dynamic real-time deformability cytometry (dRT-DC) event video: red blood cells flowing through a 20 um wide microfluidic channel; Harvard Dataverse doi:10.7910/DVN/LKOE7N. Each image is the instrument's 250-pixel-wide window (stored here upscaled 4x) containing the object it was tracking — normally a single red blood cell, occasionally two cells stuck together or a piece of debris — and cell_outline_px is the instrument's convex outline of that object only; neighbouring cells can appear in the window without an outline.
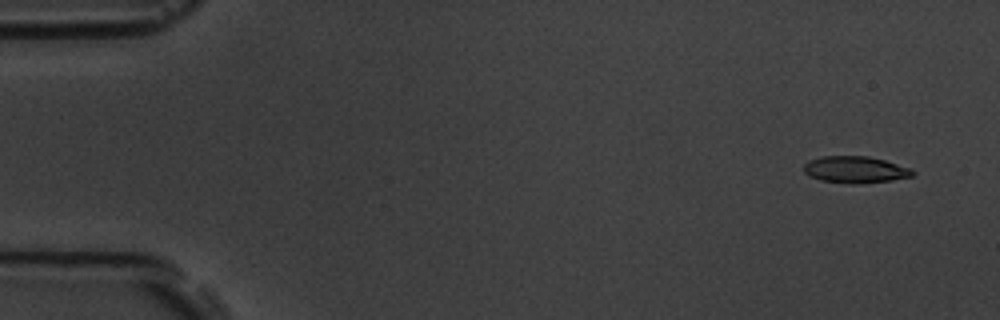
{"species": "common noctule bat (a hibernating species)", "species_latin": "Nyctalus noctula", "temperature_condition": "room temperature", "stored_images_in_passage": 8, "camera_frame_rate_fps": 3000, "um_per_image_px": 0.085, "animal": {"sex": "male", "body_mass_g": 19.5, "forearm_length_mm": 54.6}, "frame": {"image": 1, "passage_image": 1, "time_ms": 0.0, "image_size_px": [1000, 320], "cell_outline_px": [[916, 172], [912, 176], [892, 180], [856, 184], [848, 184], [820, 180], [808, 176], [804, 172], [804, 164], [808, 160], [820, 156], [868, 156], [884, 160], [912, 168]], "centroid_in_image_um": [72.68, 14.42], "position_along_channel_um": 12.3, "area_um2": 17.17}}
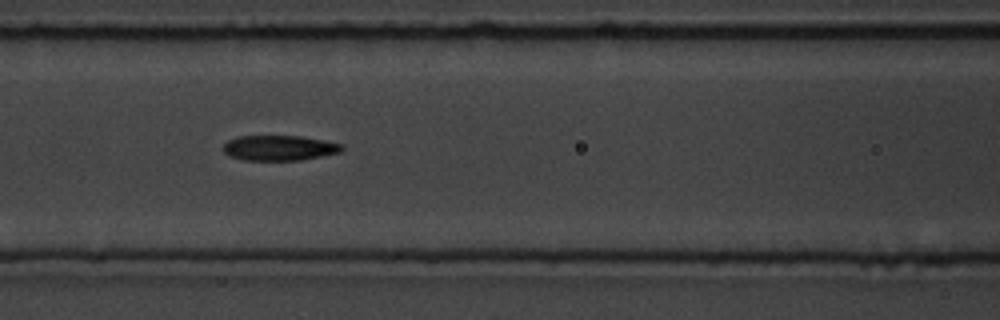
{"frame": {"image": 2, "passage_image": 7, "time_ms": 7.0, "image_size_px": [1000, 320], "cell_outline_px": [[344, 148], [340, 152], [300, 160], [244, 160], [228, 156], [224, 152], [224, 144], [228, 140], [236, 136], [300, 136], [324, 140], [344, 144]], "centroid_in_image_um": [23.73, 12.57], "position_along_channel_um": 142.9, "area_um2": 17.46}}
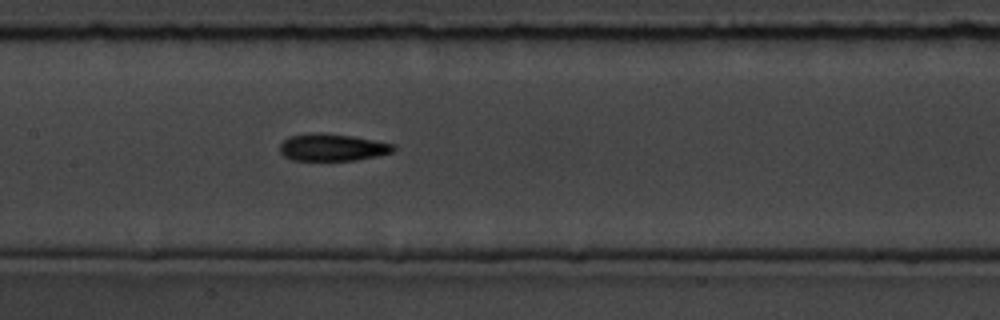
{"frame": {"image": 3, "passage_image": 8, "time_ms": 8.0, "image_size_px": [1000, 320], "cell_outline_px": [[396, 148], [392, 152], [376, 156], [356, 160], [292, 160], [284, 156], [280, 152], [280, 144], [288, 136], [312, 132], [320, 132], [352, 136], [396, 144]], "centroid_in_image_um": [28.24, 12.51], "position_along_channel_um": 179.2, "area_um2": 18.09}}